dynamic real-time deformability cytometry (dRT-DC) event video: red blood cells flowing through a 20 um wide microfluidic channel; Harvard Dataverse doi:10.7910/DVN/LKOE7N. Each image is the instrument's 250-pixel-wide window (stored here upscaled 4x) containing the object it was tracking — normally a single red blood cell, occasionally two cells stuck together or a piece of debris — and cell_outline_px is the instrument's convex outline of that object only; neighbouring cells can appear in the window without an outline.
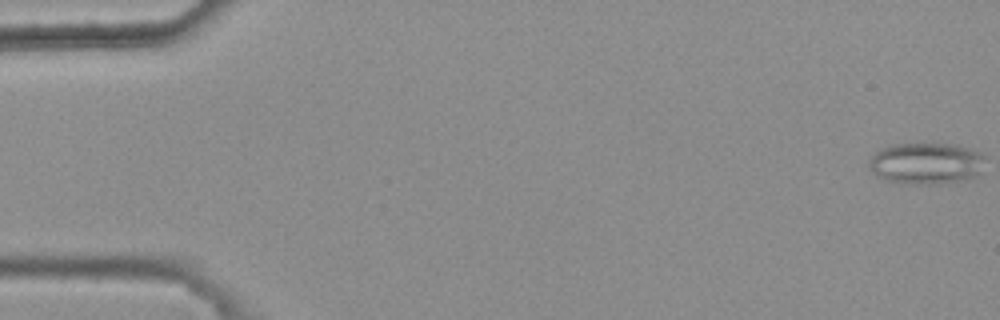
{"species": "common noctule bat (a hibernating species)", "species_latin": "Nyctalus noctula", "temperature_condition": "warm", "stored_images_in_passage": 48, "camera_frame_rate_fps": 3000, "um_per_image_px": 0.085, "animal": {"sex": "female", "body_mass_g": 25.1}, "frame": {"image": 1, "passage_image": 1, "time_ms": 0.0, "image_size_px": [1000, 320], "cell_outline_px": [[984, 156], [976, 176], [936, 184], [904, 184], [888, 180], [880, 176], [868, 164], [872, 156], [876, 152], [892, 144], [956, 144], [976, 152]], "centroid_in_image_um": [78.69, 13.88], "position_along_channel_um": 6.3, "area_um2": 27.17}}
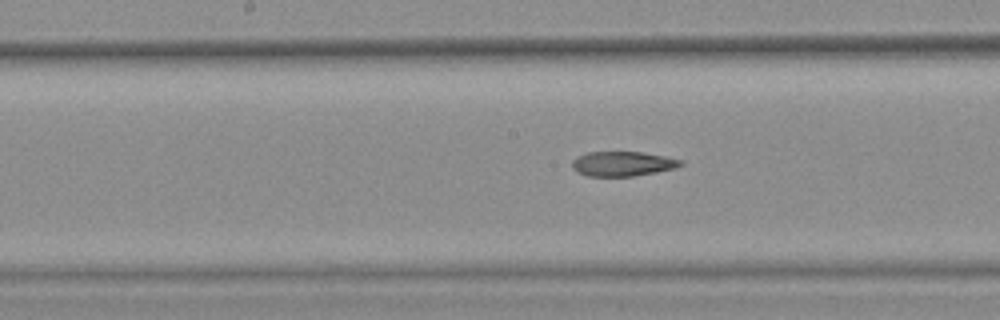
{"frame": {"image": 2, "passage_image": 28, "time_ms": 9.0, "image_size_px": [1000, 320], "cell_outline_px": [[684, 164], [672, 168], [656, 172], [632, 176], [588, 176], [576, 172], [572, 168], [572, 160], [576, 156], [588, 152], [644, 152], [684, 160]], "centroid_in_image_um": [52.89, 13.91], "position_along_channel_um": 195.3, "area_um2": 15.66}}
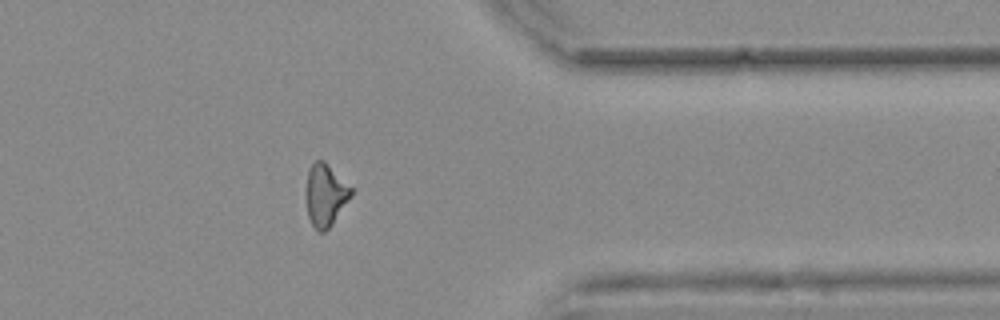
{"frame": {"image": 3, "passage_image": 44, "time_ms": 14.333, "image_size_px": [1000, 320], "cell_outline_px": [[356, 188], [332, 224], [324, 232], [320, 232], [312, 224], [308, 216], [308, 172], [312, 164], [316, 160], [324, 160]], "centroid_in_image_um": [27.74, 16.53], "position_along_channel_um": 383.7, "area_um2": 16.13}, "authors_computed_cell_mechanics": {"area_um2": 16.8487, "velocity_mm_per_s": 3.7741, "shape_relaxation_time_tau1_ms": null, "shape_relaxation_time_tau2_ms": 5.4646, "deformation_change_tau1": null, "deformation_change_tau2": 0.1529}}